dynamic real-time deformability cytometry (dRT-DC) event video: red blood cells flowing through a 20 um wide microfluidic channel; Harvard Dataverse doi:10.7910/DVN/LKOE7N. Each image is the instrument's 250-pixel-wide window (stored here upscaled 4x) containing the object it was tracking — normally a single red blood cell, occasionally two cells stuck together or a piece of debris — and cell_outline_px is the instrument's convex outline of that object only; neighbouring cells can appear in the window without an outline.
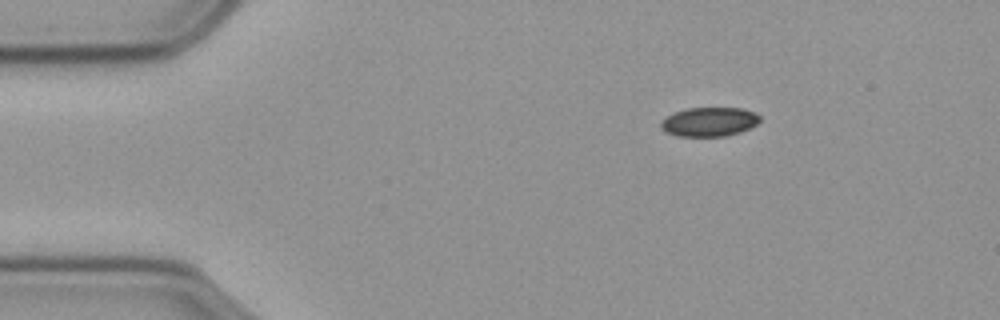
{"species": "common noctule bat (a hibernating species)", "species_latin": "Nyctalus noctula", "temperature_condition": "cold", "stored_images_in_passage": 49, "camera_frame_rate_fps": 3000, "um_per_image_px": 0.085, "animal": {"sex": "male", "body_mass_g": 23.1, "forearm_length_mm": 52.7}, "frame": {"image": 1, "passage_image": 1, "time_ms": 0.0, "image_size_px": [1000, 320], "cell_outline_px": [[760, 120], [756, 124], [740, 132], [724, 136], [676, 136], [664, 132], [660, 128], [660, 124], [668, 116], [676, 112], [688, 108], [744, 108], [756, 112], [760, 116]], "centroid_in_image_um": [60.3, 10.35], "position_along_channel_um": 24.7, "area_um2": 16.76}}
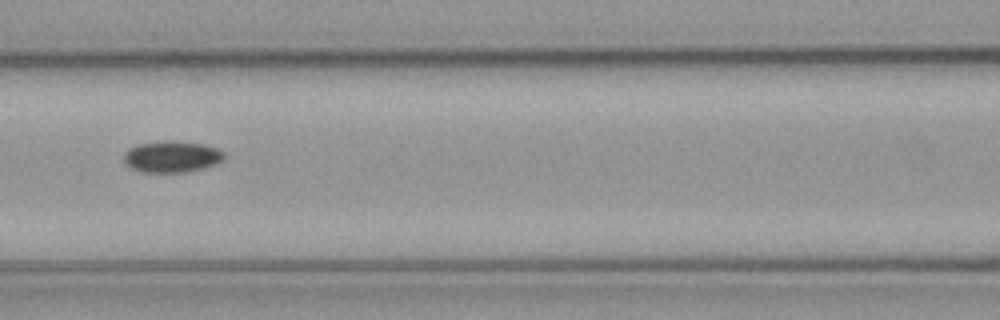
{"frame": {"image": 2, "passage_image": 17, "time_ms": 5.333, "image_size_px": [1000, 320], "cell_outline_px": [[224, 156], [216, 164], [204, 168], [184, 172], [144, 172], [132, 168], [124, 164], [124, 152], [128, 148], [140, 144], [168, 140], [204, 144], [216, 148], [224, 152]], "centroid_in_image_um": [14.58, 13.31], "position_along_channel_um": 152.0, "area_um2": 18.26}}
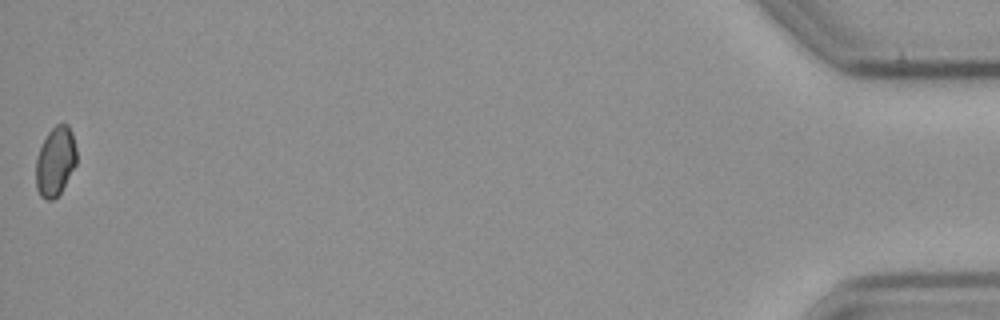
{"frame": {"image": 3, "passage_image": 49, "time_ms": 16.0, "image_size_px": [1000, 320], "cell_outline_px": [[76, 164], [60, 192], [52, 200], [48, 200], [40, 196], [36, 188], [36, 156], [48, 132], [56, 124], [68, 124], [72, 132], [76, 148]], "centroid_in_image_um": [4.7, 13.7], "position_along_channel_um": 430.5, "area_um2": 16.3}}